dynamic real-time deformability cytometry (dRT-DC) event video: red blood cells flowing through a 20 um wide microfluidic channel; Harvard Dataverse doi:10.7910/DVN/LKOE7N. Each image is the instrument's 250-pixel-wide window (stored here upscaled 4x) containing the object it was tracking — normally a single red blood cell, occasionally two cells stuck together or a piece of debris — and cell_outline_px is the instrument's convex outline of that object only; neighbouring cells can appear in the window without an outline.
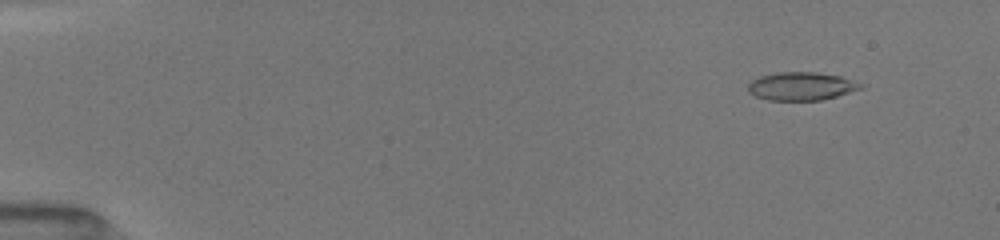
{"species": "common noctule bat (a hibernating species)", "species_latin": "Nyctalus noctula", "temperature_condition": "room temperature", "stored_images_in_passage": 51, "camera_frame_rate_fps": 3000, "um_per_image_px": 0.085, "animal": {"sex": "female", "body_mass_g": 19.5, "forearm_length_mm": 54.1}, "frame": {"image": 1, "passage_image": 5, "time_ms": 1.333, "image_size_px": [1000, 240], "cell_outline_px": [[864, 88], [836, 96], [820, 100], [768, 100], [756, 96], [748, 92], [748, 84], [752, 80], [760, 76], [776, 72], [816, 72], [840, 76], [864, 84]], "centroid_in_image_um": [68.11, 7.32], "position_along_channel_um": 16.9, "area_um2": 18.5}}
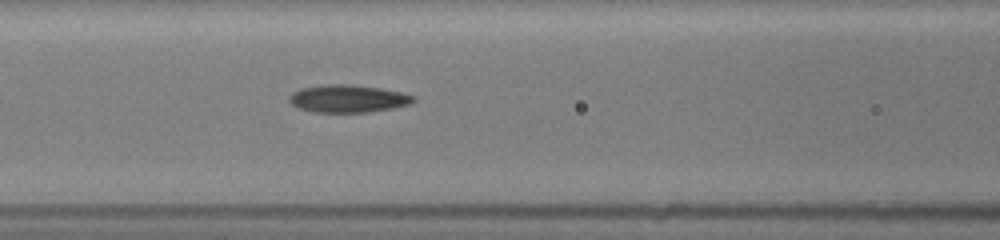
{"frame": {"image": 2, "passage_image": 23, "time_ms": 7.333, "image_size_px": [1000, 240], "cell_outline_px": [[416, 100], [412, 104], [392, 108], [368, 112], [312, 112], [296, 108], [288, 100], [288, 96], [292, 92], [300, 88], [324, 84], [352, 84], [380, 88], [400, 92], [416, 96]], "centroid_in_image_um": [29.55, 8.38], "position_along_channel_um": 137.0, "area_um2": 20.29}}
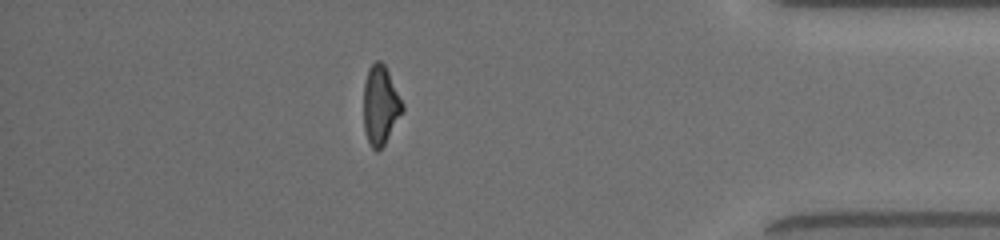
{"frame": {"image": 3, "passage_image": 45, "time_ms": 14.667, "image_size_px": [1000, 240], "cell_outline_px": [[404, 112], [384, 144], [376, 152], [372, 148], [368, 140], [364, 128], [364, 84], [368, 68], [376, 60], [380, 60], [384, 64], [404, 104]], "centroid_in_image_um": [32.35, 8.94], "position_along_channel_um": 402.9, "area_um2": 17.86}, "authors_computed_cell_mechanics": {"area_um2": 18.9584, "velocity_mm_per_s": 4.0819, "shape_relaxation_time_tau1_ms": 6.1441, "shape_relaxation_time_tau2_ms": 2.6107, "deformation_change_tau1": 0.1984, "deformation_change_tau2": 0.1115}}